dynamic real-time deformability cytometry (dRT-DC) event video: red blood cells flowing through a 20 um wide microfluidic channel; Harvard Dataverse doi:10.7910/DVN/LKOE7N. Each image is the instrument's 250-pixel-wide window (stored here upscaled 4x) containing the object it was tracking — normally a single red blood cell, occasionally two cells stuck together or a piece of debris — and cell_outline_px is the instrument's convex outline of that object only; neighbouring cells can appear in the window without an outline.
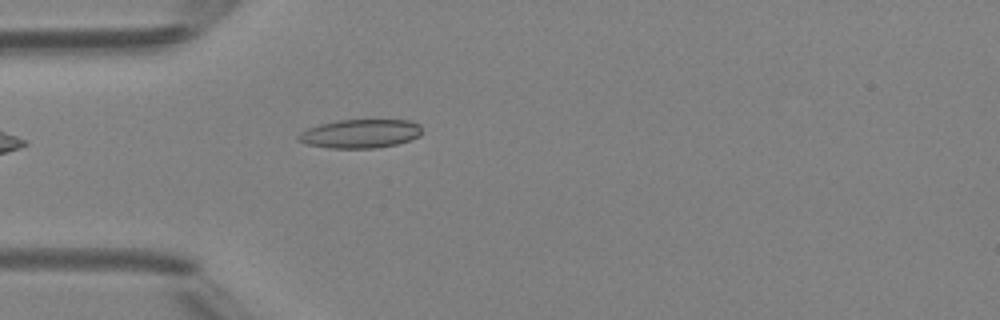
{"species": "Egyptian fruit bat (a non-hibernating species)", "species_latin": "Rousettus aegyptiacus", "temperature_condition": "room temperature", "stored_images_in_passage": 4, "camera_frame_rate_fps": 3000, "um_per_image_px": 0.085, "animal": {"sex": "female"}, "frame": {"image": 1, "passage_image": 4, "time_ms": 4.333, "image_size_px": [1000, 320], "cell_outline_px": [[420, 136], [412, 140], [396, 144], [376, 148], [328, 148], [308, 144], [296, 140], [296, 136], [300, 132], [308, 128], [320, 124], [336, 120], [408, 120], [420, 124]], "centroid_in_image_um": [30.61, 11.36], "position_along_channel_um": 54.4, "area_um2": 20.81}}